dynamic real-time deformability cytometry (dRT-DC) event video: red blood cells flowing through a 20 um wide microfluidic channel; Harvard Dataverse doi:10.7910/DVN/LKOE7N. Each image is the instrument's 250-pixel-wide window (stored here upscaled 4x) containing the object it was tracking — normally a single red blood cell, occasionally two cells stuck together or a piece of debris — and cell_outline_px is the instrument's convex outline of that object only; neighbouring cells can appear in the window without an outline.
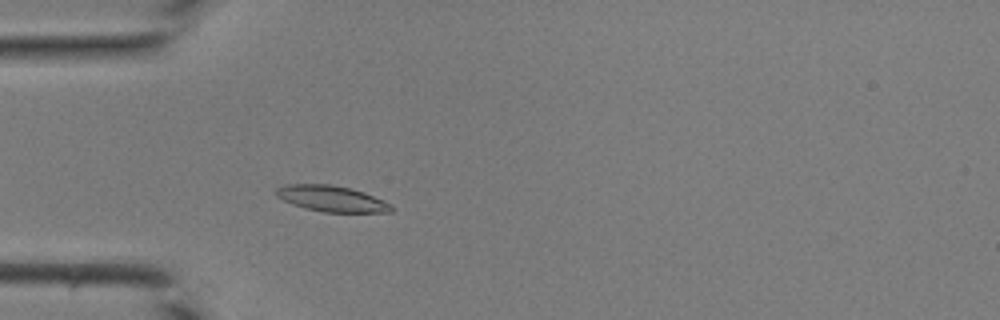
{"species": "common noctule bat (a hibernating species)", "species_latin": "Nyctalus noctula", "temperature_condition": "room temperature", "stored_images_in_passage": 37, "camera_frame_rate_fps": 3000, "um_per_image_px": 0.085, "animal": {"sex": "male", "body_mass_g": 19.0, "forearm_length_mm": 50.8}, "frame": {"image": 1, "passage_image": 7, "time_ms": 2.0, "image_size_px": [1000, 320], "cell_outline_px": [[396, 208], [392, 212], [324, 212], [304, 208], [292, 204], [276, 196], [276, 188], [284, 184], [332, 184], [352, 188], [364, 192], [392, 204]], "centroid_in_image_um": [28.21, 16.88], "position_along_channel_um": 56.8, "area_um2": 17.63}}
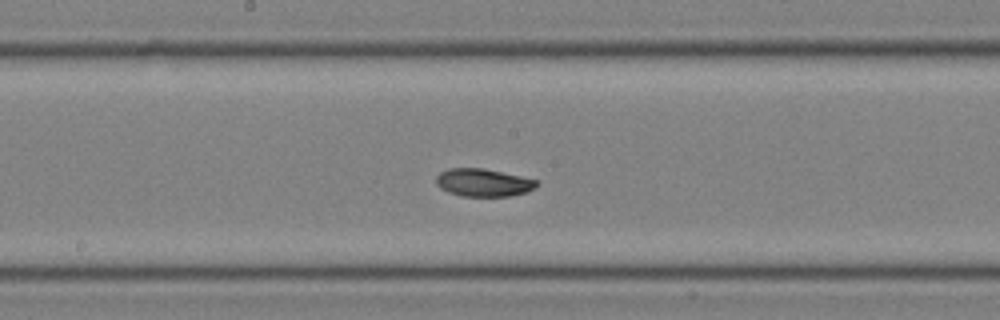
{"frame": {"image": 2, "passage_image": 17, "time_ms": 5.333, "image_size_px": [1000, 320], "cell_outline_px": [[540, 184], [536, 188], [524, 192], [508, 196], [464, 196], [448, 192], [440, 188], [436, 184], [436, 176], [440, 172], [448, 168], [484, 168], [520, 176], [536, 180]], "centroid_in_image_um": [41.06, 15.51], "position_along_channel_um": 207.1, "area_um2": 16.24}}
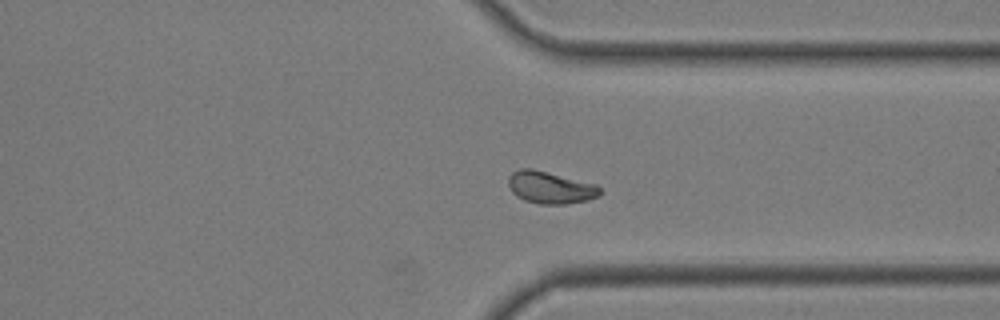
{"frame": {"image": 3, "passage_image": 27, "time_ms": 8.667, "image_size_px": [1000, 320], "cell_outline_px": [[600, 192], [596, 196], [588, 200], [564, 204], [540, 204], [524, 200], [516, 196], [512, 192], [508, 184], [508, 176], [512, 172], [520, 168], [532, 168], [596, 184], [600, 188]], "centroid_in_image_um": [46.73, 15.93], "position_along_channel_um": 364.7, "area_um2": 17.11}}